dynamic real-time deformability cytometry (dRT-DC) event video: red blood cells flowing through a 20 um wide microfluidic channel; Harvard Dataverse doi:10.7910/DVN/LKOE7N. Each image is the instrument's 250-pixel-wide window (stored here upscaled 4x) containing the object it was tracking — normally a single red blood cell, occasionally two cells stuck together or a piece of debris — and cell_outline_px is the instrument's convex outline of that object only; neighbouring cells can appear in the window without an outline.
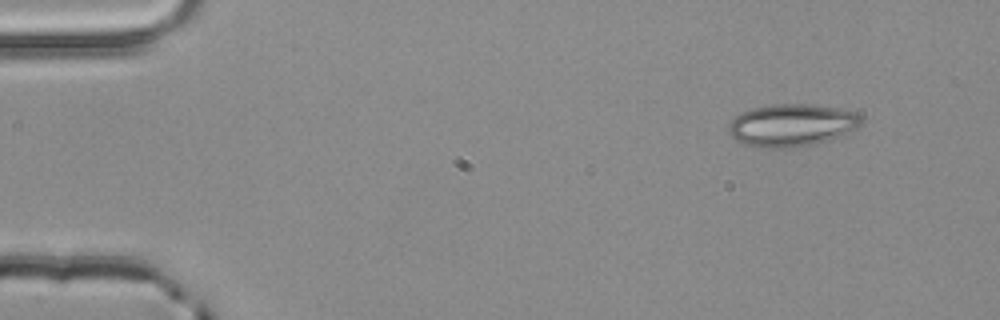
{"species": "common noctule bat (a hibernating species)", "species_latin": "Nyctalus noctula", "temperature_condition": "room temperature", "stored_images_in_passage": 3, "camera_frame_rate_fps": 3000, "um_per_image_px": 0.085, "animal": {"sex": "male", "body_mass_g": 20.4}, "frame": {"image": 1, "passage_image": 1, "time_ms": 0.0, "image_size_px": [1000, 320], "cell_outline_px": [[864, 120], [856, 128], [840, 136], [828, 140], [812, 144], [788, 148], [764, 148], [744, 144], [736, 140], [732, 136], [728, 128], [728, 124], [736, 116], [752, 108], [772, 104], [808, 104], [836, 108], [856, 112]], "centroid_in_image_um": [67.29, 10.64], "position_along_channel_um": 17.7, "area_um2": 32.6}}